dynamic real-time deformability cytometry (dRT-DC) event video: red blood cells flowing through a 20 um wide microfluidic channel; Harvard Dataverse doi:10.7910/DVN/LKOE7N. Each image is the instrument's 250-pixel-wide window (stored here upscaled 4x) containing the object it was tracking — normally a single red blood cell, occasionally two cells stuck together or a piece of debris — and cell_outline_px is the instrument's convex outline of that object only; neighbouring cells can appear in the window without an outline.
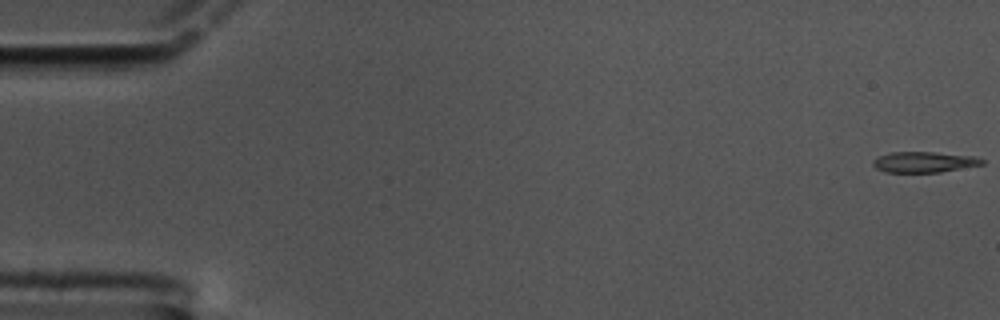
{"species": "common noctule bat (a hibernating species)", "species_latin": "Nyctalus noctula", "temperature_condition": "cold", "stored_images_in_passage": 61, "camera_frame_rate_fps": 3000, "um_per_image_px": 0.085, "animal": {"sex": "male", "body_mass_g": 17.5, "forearm_length_mm": 52.3}, "frame": {"image": 1, "passage_image": 1, "time_ms": 0.0, "image_size_px": [1000, 320], "cell_outline_px": [[984, 164], [940, 172], [884, 172], [876, 168], [872, 164], [872, 160], [876, 156], [888, 152], [936, 152], [976, 156], [984, 160]], "centroid_in_image_um": [78.51, 13.76], "position_along_channel_um": 6.5, "area_um2": 13.35}}
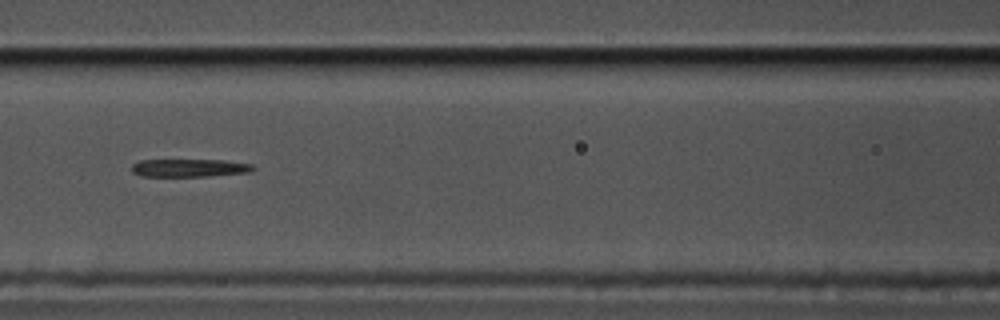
{"frame": {"image": 2, "passage_image": 27, "time_ms": 8.667, "image_size_px": [1000, 320], "cell_outline_px": [[256, 168], [252, 172], [208, 176], [140, 176], [132, 172], [132, 164], [140, 160], [224, 160], [252, 164]], "centroid_in_image_um": [16.13, 14.27], "position_along_channel_um": 150.5, "area_um2": 12.72}}
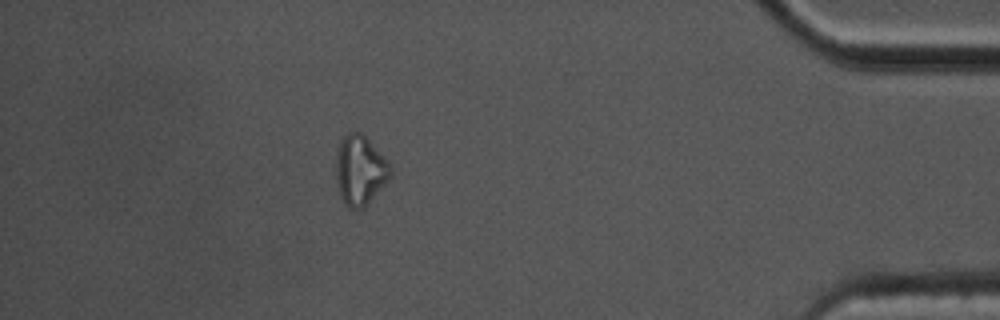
{"frame": {"image": 3, "passage_image": 54, "time_ms": 17.667, "image_size_px": [1000, 320], "cell_outline_px": [[392, 176], [368, 204], [364, 208], [348, 208], [344, 204], [340, 196], [336, 176], [336, 148], [340, 140], [348, 132], [360, 132], [388, 160], [392, 168]], "centroid_in_image_um": [30.6, 14.48], "position_along_channel_um": 404.6, "area_um2": 22.31}}